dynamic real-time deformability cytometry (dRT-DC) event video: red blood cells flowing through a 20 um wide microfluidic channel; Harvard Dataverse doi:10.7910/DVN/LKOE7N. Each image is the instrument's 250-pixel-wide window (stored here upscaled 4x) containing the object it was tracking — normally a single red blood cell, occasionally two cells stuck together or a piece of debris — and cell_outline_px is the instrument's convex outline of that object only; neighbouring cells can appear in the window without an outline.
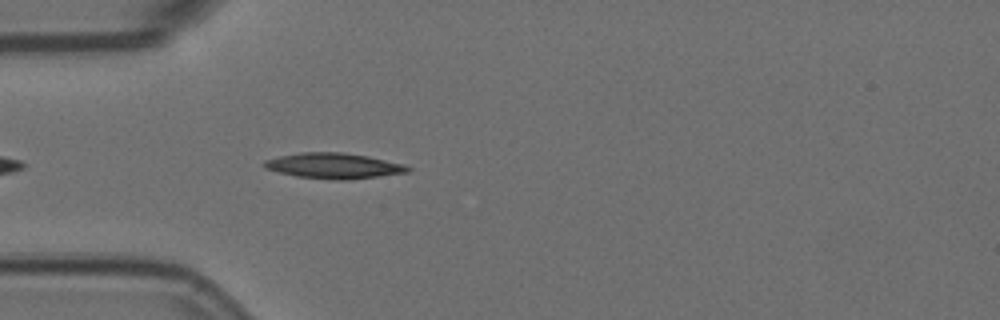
{"species": "Egyptian fruit bat (a non-hibernating species)", "species_latin": "Rousettus aegyptiacus", "temperature_condition": "room temperature", "stored_images_in_passage": 36, "camera_frame_rate_fps": 3000, "um_per_image_px": 0.085, "animal": {"sex": "female"}, "frame": {"image": 1, "passage_image": 1, "time_ms": 0.0, "image_size_px": [1000, 320], "cell_outline_px": [[412, 168], [408, 172], [344, 180], [336, 180], [296, 176], [264, 168], [260, 164], [264, 160], [280, 156], [300, 152], [344, 152], [368, 156], [404, 164]], "centroid_in_image_um": [28.33, 14.08], "position_along_channel_um": 56.7, "area_um2": 21.27}}
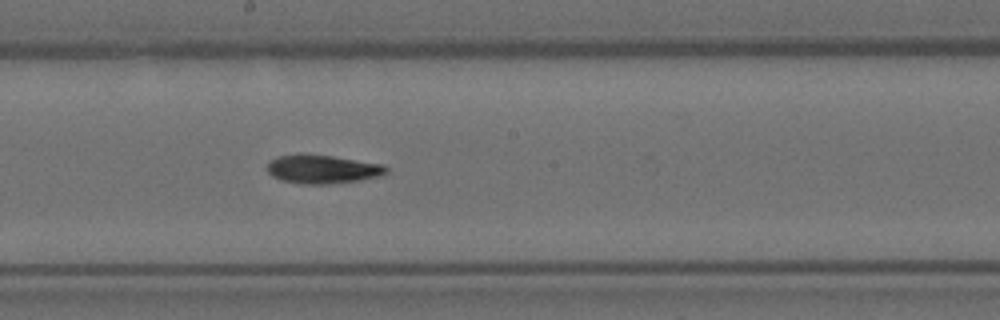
{"frame": {"image": 2, "passage_image": 15, "time_ms": 4.667, "image_size_px": [1000, 320], "cell_outline_px": [[388, 172], [380, 176], [360, 180], [328, 184], [300, 184], [280, 180], [272, 176], [268, 172], [268, 164], [276, 156], [300, 152], [332, 156], [384, 164], [388, 168]], "centroid_in_image_um": [27.4, 14.36], "position_along_channel_um": 220.8, "area_um2": 20.23}}
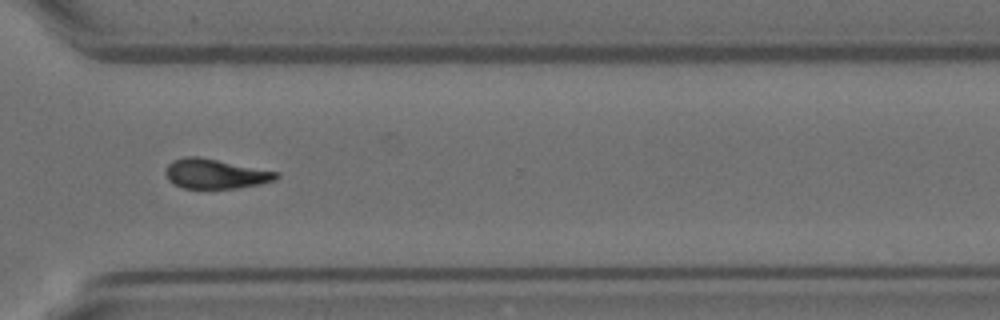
{"frame": {"image": 3, "passage_image": 26, "time_ms": 8.333, "image_size_px": [1000, 320], "cell_outline_px": [[280, 176], [276, 180], [260, 184], [236, 188], [184, 188], [172, 184], [168, 180], [164, 172], [168, 164], [172, 160], [184, 156], [196, 156], [280, 172]], "centroid_in_image_um": [18.29, 14.77], "position_along_channel_um": 352.3, "area_um2": 19.25}, "authors_computed_cell_mechanics": {"area_um2": 19.4208, "velocity_mm_per_s": 3.5966, "shape_relaxation_time_tau1_ms": 5.111, "shape_relaxation_time_tau2_ms": null, "deformation_change_tau1": 0.16, "deformation_change_tau2": null}}